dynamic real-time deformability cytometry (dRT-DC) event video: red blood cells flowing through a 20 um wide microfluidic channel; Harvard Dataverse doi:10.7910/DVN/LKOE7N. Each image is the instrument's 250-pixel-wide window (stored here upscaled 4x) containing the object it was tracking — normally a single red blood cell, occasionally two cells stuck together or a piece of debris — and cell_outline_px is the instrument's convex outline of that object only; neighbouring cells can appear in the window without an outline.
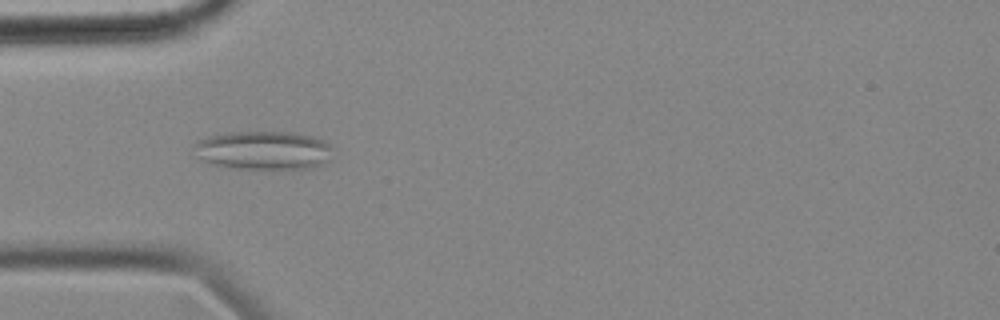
{"species": "common noctule bat (a hibernating species)", "species_latin": "Nyctalus noctula", "temperature_condition": "cold", "stored_images_in_passage": 56, "camera_frame_rate_fps": 3000, "um_per_image_px": 0.085, "animal": {"sex": "female", "body_mass_g": 18.4}, "frame": {"image": 1, "passage_image": 17, "time_ms": 5.333, "image_size_px": [1000, 320], "cell_outline_px": [[332, 148], [328, 160], [324, 164], [312, 168], [228, 168], [212, 164], [200, 160], [196, 156], [196, 140], [228, 132], [288, 132], [312, 136], [324, 140]], "centroid_in_image_um": [22.38, 12.78], "position_along_channel_um": 62.6, "area_um2": 31.1}, "authors_computed_cell_mechanics": {"area_um2": 29.1312, "velocity_mm_per_s": 3.547, "shape_relaxation_time_tau1_ms": null, "shape_relaxation_time_tau2_ms": 5.1577, "deformation_change_tau1": null, "deformation_change_tau2": 0.1037}}